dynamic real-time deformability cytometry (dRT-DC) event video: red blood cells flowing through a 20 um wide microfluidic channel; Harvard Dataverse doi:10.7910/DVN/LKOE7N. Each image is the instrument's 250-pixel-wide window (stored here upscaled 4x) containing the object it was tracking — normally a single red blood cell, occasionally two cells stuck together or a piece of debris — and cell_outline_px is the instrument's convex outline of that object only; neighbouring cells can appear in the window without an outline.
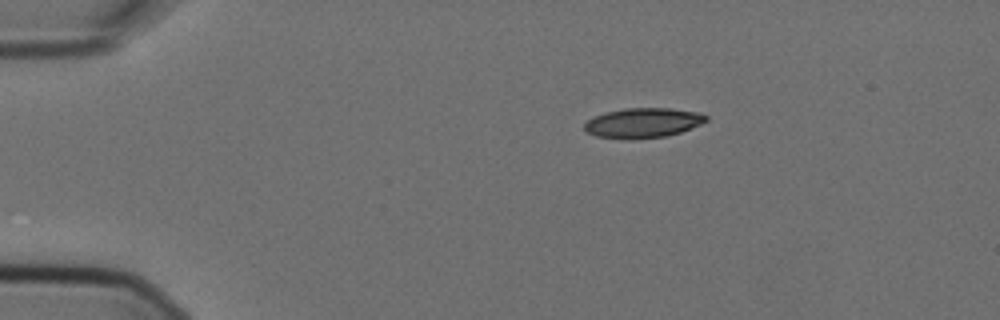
{"species": "Egyptian fruit bat (a non-hibernating species)", "species_latin": "Rousettus aegyptiacus", "temperature_condition": "cold", "stored_images_in_passage": 3, "camera_frame_rate_fps": 3000, "um_per_image_px": 0.085, "animal": {"sex": "female"}, "frame": {"image": 1, "passage_image": 1, "time_ms": 0.0, "image_size_px": [1000, 320], "cell_outline_px": [[708, 120], [700, 124], [680, 132], [664, 136], [632, 140], [596, 136], [588, 132], [584, 128], [584, 124], [592, 116], [604, 112], [624, 108], [672, 108], [700, 112], [708, 116]], "centroid_in_image_um": [54.64, 10.43], "position_along_channel_um": 30.4, "area_um2": 21.33}}
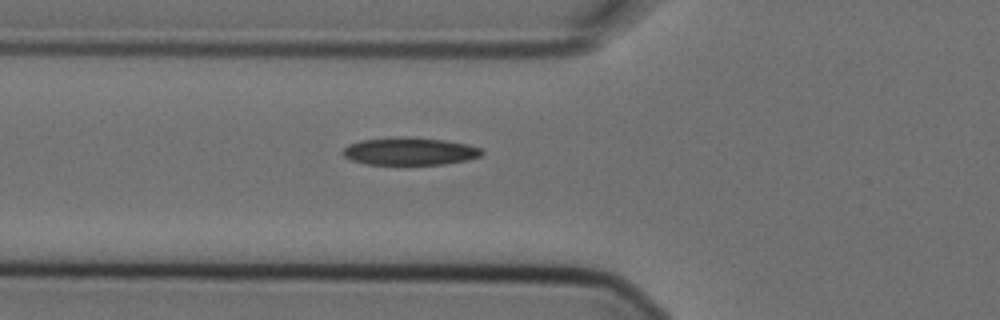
{"frame": {"image": 2, "passage_image": 3, "time_ms": 0.667, "image_size_px": [1000, 320], "cell_outline_px": [[484, 152], [480, 156], [468, 160], [444, 164], [368, 164], [352, 160], [344, 156], [340, 152], [348, 144], [360, 140], [404, 136], [408, 136], [444, 140], [468, 144], [480, 148]], "centroid_in_image_um": [34.82, 12.85], "position_along_channel_um": 91.0, "area_um2": 22.43}}